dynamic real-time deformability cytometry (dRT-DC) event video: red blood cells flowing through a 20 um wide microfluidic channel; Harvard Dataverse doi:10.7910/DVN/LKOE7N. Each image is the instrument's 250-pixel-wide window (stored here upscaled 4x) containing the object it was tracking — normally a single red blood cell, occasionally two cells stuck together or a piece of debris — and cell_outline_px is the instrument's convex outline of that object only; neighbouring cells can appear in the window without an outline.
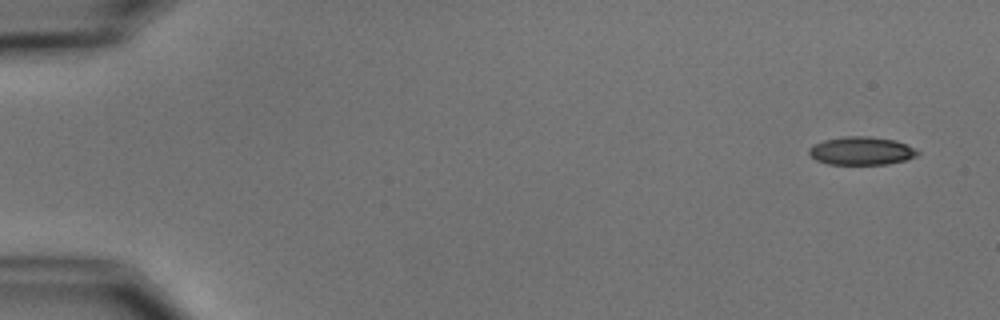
{"species": "common noctule bat (a hibernating species)", "species_latin": "Nyctalus noctula", "temperature_condition": "cold", "stored_images_in_passage": 5, "camera_frame_rate_fps": 3000, "um_per_image_px": 0.085, "animal": {"sex": "male", "body_mass_g": 15.6}, "frame": {"image": 1, "passage_image": 1, "time_ms": 0.0, "image_size_px": [1000, 320], "cell_outline_px": [[920, 156], [888, 164], [828, 164], [816, 160], [808, 152], [808, 148], [812, 144], [824, 140], [844, 136], [868, 136], [896, 140], [920, 152]], "centroid_in_image_um": [73.2, 12.82], "position_along_channel_um": 11.8, "area_um2": 17.86}}